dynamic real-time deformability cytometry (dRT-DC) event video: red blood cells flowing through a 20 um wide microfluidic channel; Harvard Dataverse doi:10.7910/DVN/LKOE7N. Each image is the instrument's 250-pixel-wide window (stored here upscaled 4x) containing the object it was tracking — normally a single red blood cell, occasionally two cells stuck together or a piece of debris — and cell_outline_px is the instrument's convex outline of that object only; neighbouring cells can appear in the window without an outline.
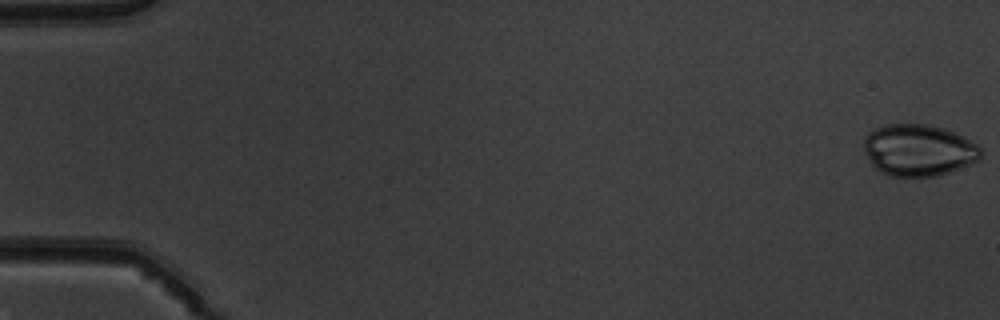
{"species": "common noctule bat (a hibernating species)", "species_latin": "Nyctalus noctula", "temperature_condition": "warm", "stored_images_in_passage": 51, "camera_frame_rate_fps": 3000, "um_per_image_px": 0.085, "animal": {"sex": "male", "body_mass_g": 19.5, "forearm_length_mm": 54.6}, "frame": {"image": 1, "passage_image": 1, "time_ms": 0.0, "image_size_px": [1000, 320], "cell_outline_px": [[984, 152], [980, 160], [948, 172], [936, 176], [888, 176], [880, 172], [872, 164], [864, 148], [864, 136], [872, 128], [888, 124], [928, 124], [944, 128], [956, 132], [964, 136], [976, 144]], "centroid_in_image_um": [78.09, 12.75], "position_along_channel_um": 6.9, "area_um2": 35.49}}
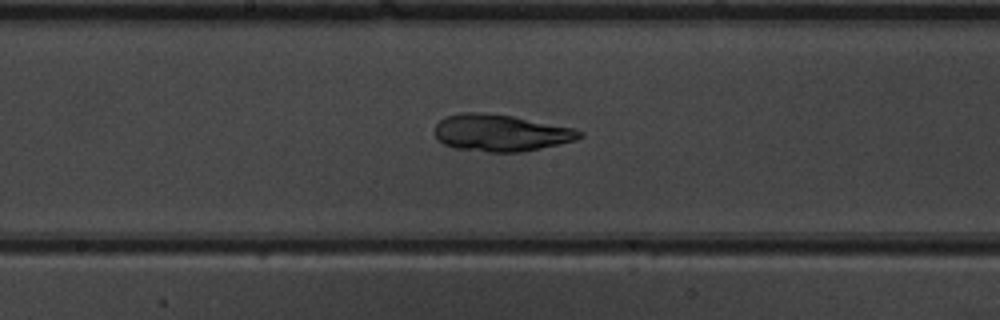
{"frame": {"image": 2, "passage_image": 28, "time_ms": 9.0, "image_size_px": [1000, 320], "cell_outline_px": [[584, 136], [576, 140], [520, 152], [488, 152], [456, 148], [444, 144], [436, 140], [436, 124], [444, 116], [460, 112], [480, 112], [512, 116], [576, 128], [584, 132]], "centroid_in_image_um": [42.56, 11.28], "position_along_channel_um": 205.6, "area_um2": 31.15}}
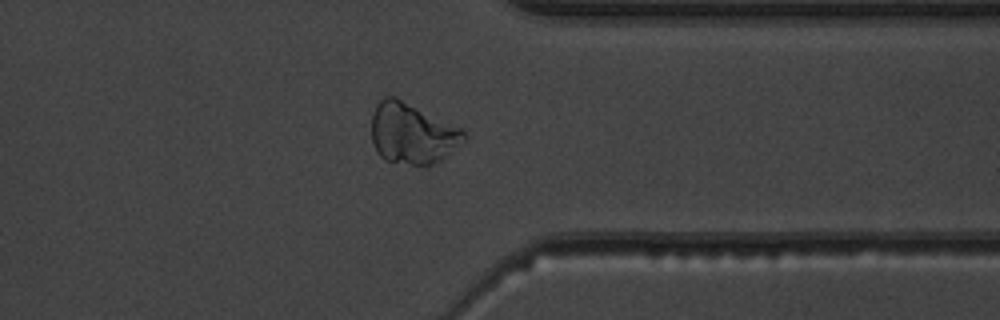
{"frame": {"image": 3, "passage_image": 41, "time_ms": 13.333, "image_size_px": [1000, 320], "cell_outline_px": [[468, 136], [464, 140], [440, 160], [432, 164], [412, 164], [384, 160], [376, 152], [372, 140], [372, 112], [376, 104], [384, 96], [392, 96], [460, 128]], "centroid_in_image_um": [34.98, 11.35], "position_along_channel_um": 376.4, "area_um2": 31.96}}